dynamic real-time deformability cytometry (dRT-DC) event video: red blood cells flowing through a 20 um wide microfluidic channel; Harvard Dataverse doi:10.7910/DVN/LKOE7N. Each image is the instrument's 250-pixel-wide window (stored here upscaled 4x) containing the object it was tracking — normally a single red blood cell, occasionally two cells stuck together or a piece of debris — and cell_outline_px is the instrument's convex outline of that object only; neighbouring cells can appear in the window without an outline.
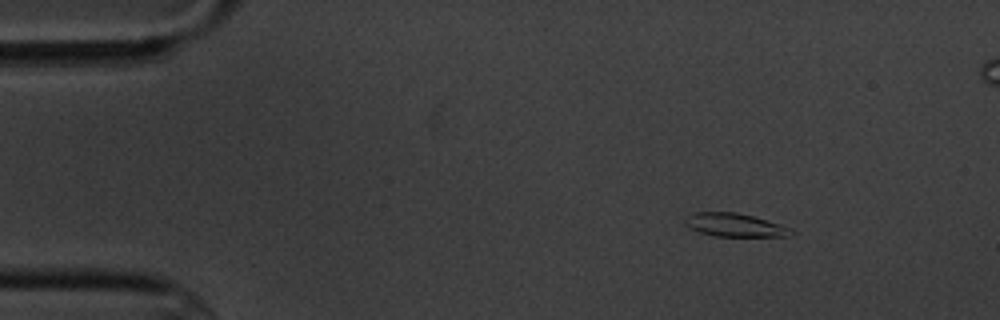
{"species": "common noctule bat (a hibernating species)", "species_latin": "Nyctalus noctula", "temperature_condition": "cold", "stored_images_in_passage": 7, "camera_frame_rate_fps": 3000, "um_per_image_px": 0.085, "animal": {"sex": "male", "body_mass_g": 20.1, "forearm_length_mm": 53.5}, "frame": {"image": 1, "passage_image": 1, "time_ms": 0.0, "image_size_px": [1000, 320], "cell_outline_px": [[796, 232], [788, 236], [716, 236], [700, 232], [684, 224], [684, 220], [692, 212], [736, 212], [752, 216], [792, 228]], "centroid_in_image_um": [62.46, 19.12], "position_along_channel_um": 22.5, "area_um2": 14.28}}
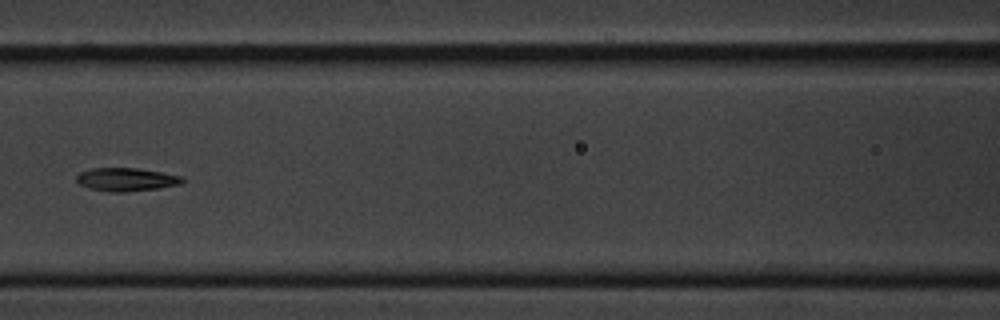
{"frame": {"image": 2, "passage_image": 6, "time_ms": 6.0, "image_size_px": [1000, 320], "cell_outline_px": [[184, 180], [180, 184], [160, 188], [124, 192], [108, 192], [88, 188], [80, 184], [76, 180], [76, 176], [80, 172], [92, 168], [136, 168], [184, 176]], "centroid_in_image_um": [10.73, 15.26], "position_along_channel_um": 155.9, "area_um2": 14.39}}
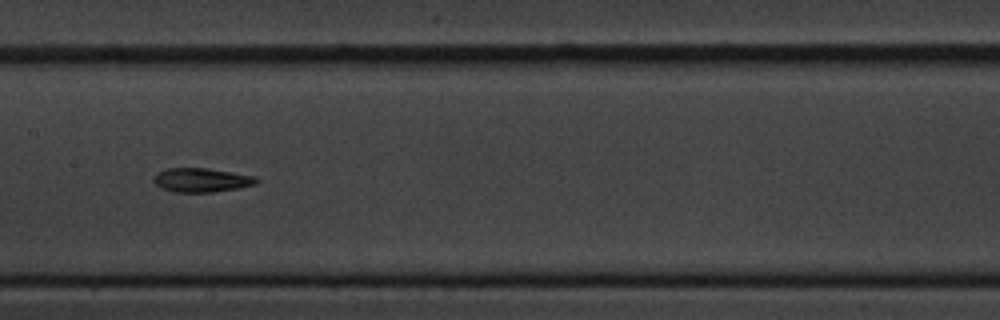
{"frame": {"image": 3, "passage_image": 7, "time_ms": 7.0, "image_size_px": [1000, 320], "cell_outline_px": [[260, 180], [256, 184], [240, 188], [212, 192], [176, 192], [164, 188], [156, 184], [152, 180], [160, 172], [168, 168], [208, 168], [256, 176]], "centroid_in_image_um": [17.21, 15.3], "position_along_channel_um": 190.2, "area_um2": 14.28}}